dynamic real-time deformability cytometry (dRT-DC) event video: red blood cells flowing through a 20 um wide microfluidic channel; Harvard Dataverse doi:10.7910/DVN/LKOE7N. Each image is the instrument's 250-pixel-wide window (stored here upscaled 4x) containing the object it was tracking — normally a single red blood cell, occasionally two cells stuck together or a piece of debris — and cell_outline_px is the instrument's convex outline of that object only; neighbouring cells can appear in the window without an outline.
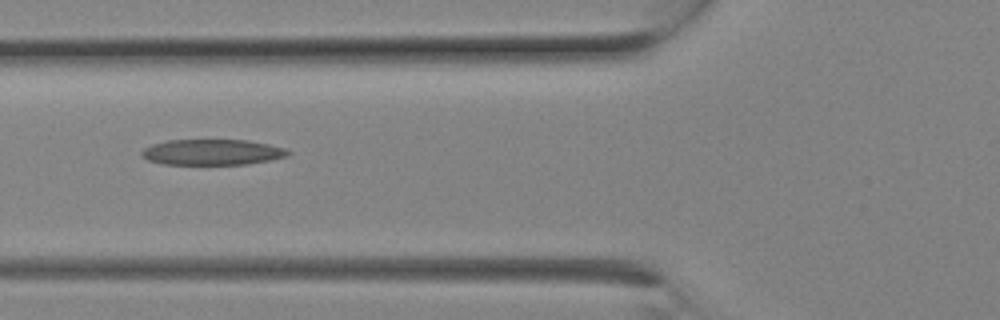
{"species": "Egyptian fruit bat (a non-hibernating species)", "species_latin": "Rousettus aegyptiacus", "temperature_condition": "room temperature", "stored_images_in_passage": 3, "camera_frame_rate_fps": 3000, "um_per_image_px": 0.085, "animal": {"sex": "female"}, "frame": {"image": 1, "passage_image": 3, "time_ms": 0.667, "image_size_px": [1000, 320], "cell_outline_px": [[292, 152], [288, 156], [272, 160], [248, 164], [160, 164], [148, 160], [140, 156], [140, 152], [144, 148], [152, 144], [168, 140], [248, 140], [288, 148]], "centroid_in_image_um": [18.06, 12.93], "position_along_channel_um": 107.7, "area_um2": 22.2}}